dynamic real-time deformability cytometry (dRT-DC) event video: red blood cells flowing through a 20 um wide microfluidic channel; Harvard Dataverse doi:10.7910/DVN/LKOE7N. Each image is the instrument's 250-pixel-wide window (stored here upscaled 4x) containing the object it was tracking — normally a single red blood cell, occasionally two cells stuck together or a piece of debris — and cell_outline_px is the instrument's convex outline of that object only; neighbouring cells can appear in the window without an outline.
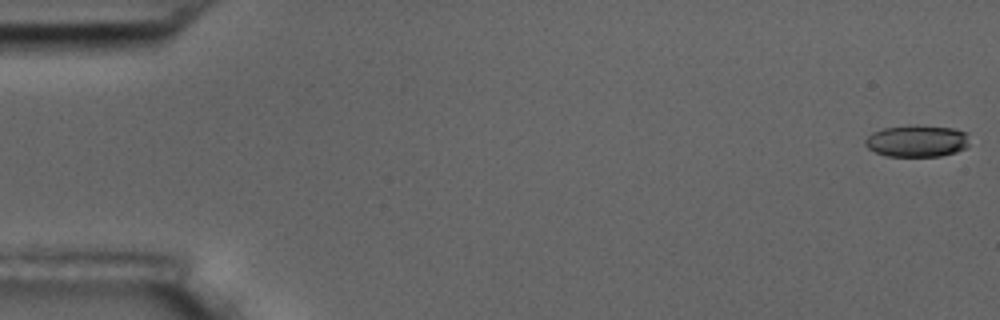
{"species": "common noctule bat (a hibernating species)", "species_latin": "Nyctalus noctula", "temperature_condition": "room temperature", "stored_images_in_passage": 7, "camera_frame_rate_fps": 3000, "um_per_image_px": 0.085, "animal": {"sex": "male", "body_mass_g": 17.5, "forearm_length_mm": 52.3}, "frame": {"image": 1, "passage_image": 1, "time_ms": 0.0, "image_size_px": [1000, 320], "cell_outline_px": [[968, 148], [956, 152], [940, 156], [888, 156], [876, 152], [868, 148], [864, 144], [864, 140], [872, 132], [884, 128], [916, 124], [952, 128], [968, 132]], "centroid_in_image_um": [77.96, 11.97], "position_along_channel_um": 7.0, "area_um2": 19.59}}
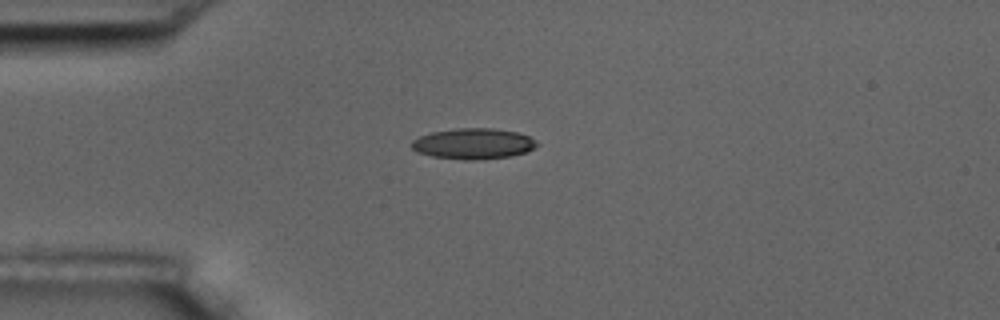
{"frame": {"image": 2, "passage_image": 5, "time_ms": 4.667, "image_size_px": [1000, 320], "cell_outline_px": [[540, 144], [524, 152], [512, 156], [476, 160], [464, 160], [432, 156], [416, 152], [412, 148], [412, 140], [420, 136], [432, 132], [456, 128], [492, 128], [516, 132], [528, 136], [536, 140]], "centroid_in_image_um": [40.22, 12.21], "position_along_channel_um": 44.8, "area_um2": 22.43}}